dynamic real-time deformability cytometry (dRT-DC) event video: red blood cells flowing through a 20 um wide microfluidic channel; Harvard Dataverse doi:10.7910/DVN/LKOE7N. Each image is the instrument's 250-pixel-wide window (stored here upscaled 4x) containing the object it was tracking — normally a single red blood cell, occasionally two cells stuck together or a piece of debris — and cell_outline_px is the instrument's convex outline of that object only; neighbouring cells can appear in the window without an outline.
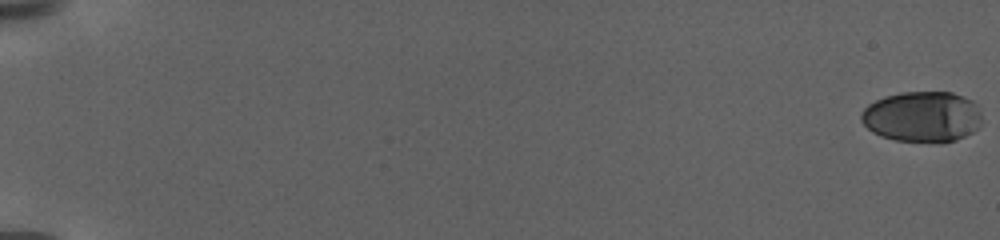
{"species": "human", "species_latin": "Homo sapiens", "temperature_condition": "warm", "stored_images_in_passage": 63, "camera_frame_rate_fps": 3000, "um_per_image_px": 0.085, "donor": {"sex": "female"}, "frame": {"image": 1, "passage_image": 1, "time_ms": 0.0, "image_size_px": [1000, 240], "cell_outline_px": [[980, 120], [976, 128], [972, 132], [956, 140], [896, 140], [880, 136], [872, 132], [860, 120], [860, 112], [868, 104], [876, 100], [900, 92], [952, 92], [972, 100], [976, 104], [980, 112]], "centroid_in_image_um": [78.35, 9.88], "position_along_channel_um": 6.6, "area_um2": 35.08}}
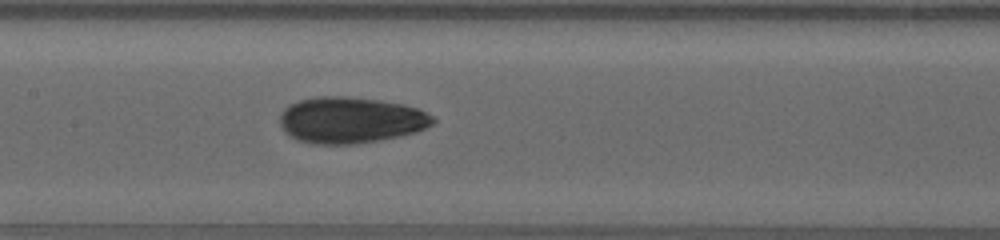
{"frame": {"image": 2, "passage_image": 34, "time_ms": 13.333, "image_size_px": [1000, 240], "cell_outline_px": [[436, 120], [432, 124], [416, 132], [400, 136], [380, 140], [356, 144], [312, 144], [296, 140], [284, 132], [280, 124], [280, 116], [284, 108], [300, 100], [316, 96], [344, 96], [376, 100], [400, 104], [416, 108], [432, 116]], "centroid_in_image_um": [29.76, 10.22], "position_along_channel_um": 177.6, "area_um2": 41.1}}
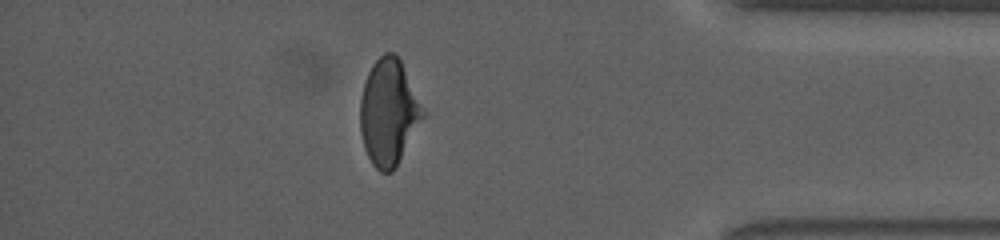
{"frame": {"image": 3, "passage_image": 56, "time_ms": 22.0, "image_size_px": [1000, 240], "cell_outline_px": [[424, 116], [392, 172], [380, 172], [372, 164], [364, 148], [360, 132], [360, 100], [364, 80], [372, 64], [384, 52], [392, 52], [400, 60], [424, 112]], "centroid_in_image_um": [32.98, 9.54], "position_along_channel_um": 402.2, "area_um2": 38.03}, "authors_computed_cell_mechanics": {"area_um2": 38.5526, "velocity_mm_per_s": 2.8995, "shape_relaxation_time_tau1_ms": 6.491, "shape_relaxation_time_tau2_ms": 2.0459, "deformation_change_tau1": 0.1772, "deformation_change_tau2": 0.0569}}